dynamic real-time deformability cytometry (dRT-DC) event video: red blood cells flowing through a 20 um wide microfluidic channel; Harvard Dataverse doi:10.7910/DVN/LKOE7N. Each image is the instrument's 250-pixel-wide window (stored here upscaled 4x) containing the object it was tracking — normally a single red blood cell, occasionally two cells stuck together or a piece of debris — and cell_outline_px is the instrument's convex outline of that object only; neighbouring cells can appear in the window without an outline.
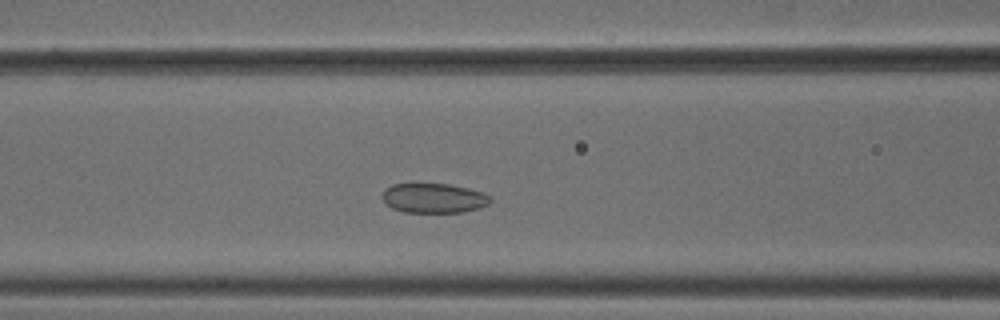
{"species": "common noctule bat (a hibernating species)", "species_latin": "Nyctalus noctula", "temperature_condition": "cold", "stored_images_in_passage": 45, "camera_frame_rate_fps": 3000, "um_per_image_px": 0.085, "animal": {"sex": "male", "body_mass_g": 18.8}, "frame": {"image": 1, "passage_image": 14, "time_ms": 4.333, "image_size_px": [1000, 320], "cell_outline_px": [[492, 200], [488, 204], [480, 208], [460, 212], [404, 212], [392, 208], [380, 196], [384, 188], [392, 184], [448, 184], [468, 188], [492, 196]], "centroid_in_image_um": [36.86, 16.84], "position_along_channel_um": 129.7, "area_um2": 18.67}}
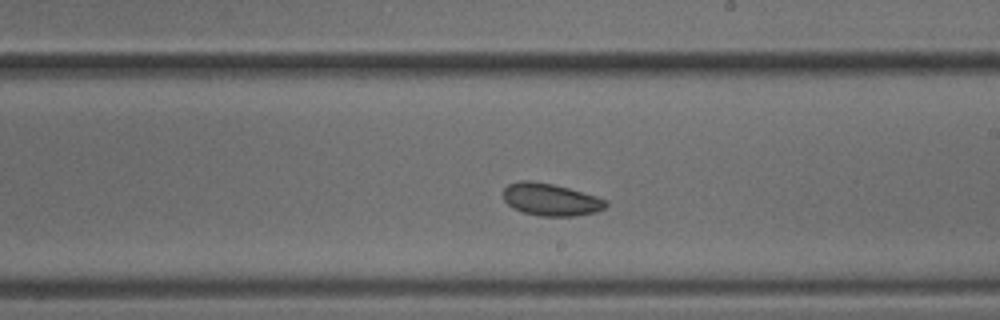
{"frame": {"image": 2, "passage_image": 23, "time_ms": 7.333, "image_size_px": [1000, 320], "cell_outline_px": [[608, 204], [604, 208], [596, 212], [576, 216], [540, 216], [524, 212], [512, 208], [504, 200], [504, 188], [508, 184], [520, 180], [528, 180], [552, 184], [568, 188], [596, 196], [608, 200]], "centroid_in_image_um": [46.81, 16.97], "position_along_channel_um": 242.2, "area_um2": 19.31}}
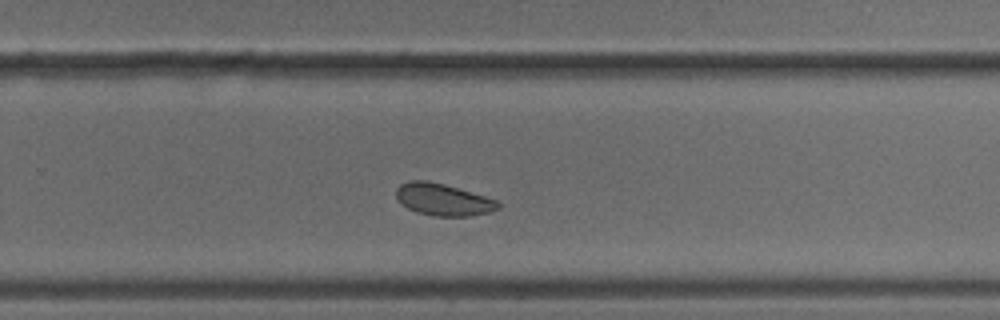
{"frame": {"image": 3, "passage_image": 27, "time_ms": 8.667, "image_size_px": [1000, 320], "cell_outline_px": [[500, 208], [488, 212], [472, 216], [432, 216], [416, 212], [400, 204], [396, 196], [396, 188], [400, 184], [408, 180], [428, 180], [444, 184], [484, 196], [496, 200], [500, 204]], "centroid_in_image_um": [37.62, 16.96], "position_along_channel_um": 292.2, "area_um2": 19.07}, "authors_computed_cell_mechanics": {"area_um2": 20.1722, "velocity_mm_per_s": 3.7472, "shape_relaxation_time_tau1_ms": null, "shape_relaxation_time_tau2_ms": 3.1547, "deformation_change_tau1": null, "deformation_change_tau2": 0.0675}}